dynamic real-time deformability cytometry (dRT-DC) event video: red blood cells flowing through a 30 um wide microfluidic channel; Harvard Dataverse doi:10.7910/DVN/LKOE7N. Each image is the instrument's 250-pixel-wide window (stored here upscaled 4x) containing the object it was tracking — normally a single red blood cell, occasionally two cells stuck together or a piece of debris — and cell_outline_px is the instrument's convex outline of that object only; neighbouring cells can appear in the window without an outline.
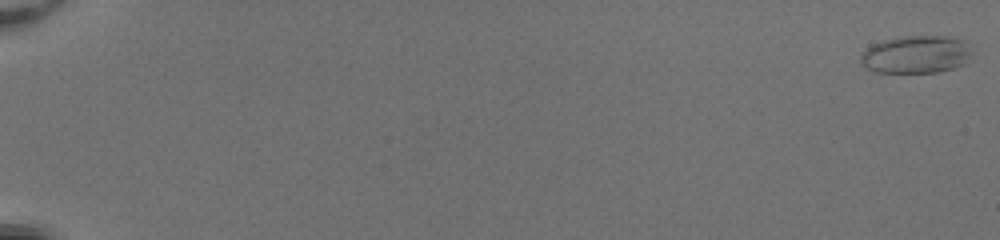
{"species": "common noctule bat (a hibernating species)", "species_latin": "Nyctalus noctula", "temperature_condition": "room temperature", "stored_images_in_passage": 54, "camera_frame_rate_fps": 3000, "um_per_image_px": 0.085, "animal": {"sex": "female", "body_mass_g": 20.0, "forearm_length_mm": 54.0}, "frame": {"image": 1, "passage_image": 1, "time_ms": 0.0, "image_size_px": [1000, 240], "cell_outline_px": [[976, 44], [972, 52], [964, 64], [940, 72], [876, 72], [868, 68], [860, 60], [860, 56], [872, 44], [896, 36], [944, 36], [964, 40]], "centroid_in_image_um": [77.95, 4.61], "position_along_channel_um": 7.1, "area_um2": 24.68}}
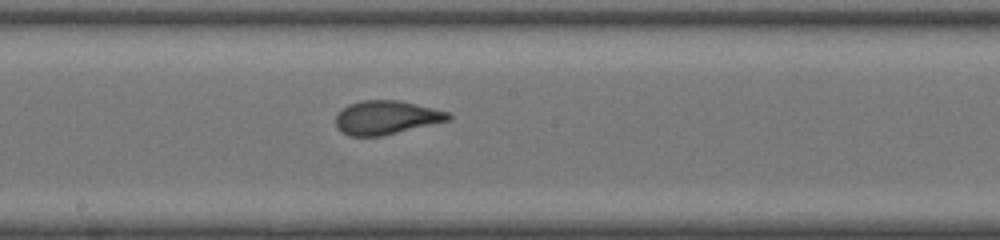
{"frame": {"image": 2, "passage_image": 33, "time_ms": 10.667, "image_size_px": [1000, 240], "cell_outline_px": [[452, 120], [380, 136], [348, 136], [340, 132], [336, 128], [336, 116], [348, 104], [360, 100], [400, 100], [448, 112], [452, 116]], "centroid_in_image_um": [32.82, 9.99], "position_along_channel_um": 215.4, "area_um2": 22.2}}
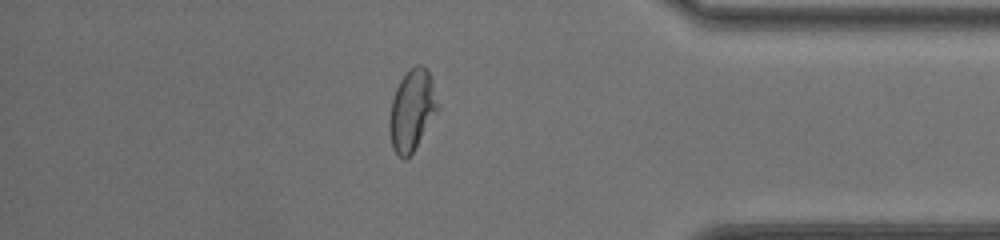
{"frame": {"image": 3, "passage_image": 48, "time_ms": 15.667, "image_size_px": [1000, 240], "cell_outline_px": [[440, 108], [412, 152], [404, 160], [392, 148], [388, 128], [388, 120], [392, 100], [396, 88], [400, 80], [416, 64], [420, 64], [428, 72], [432, 80], [440, 104]], "centroid_in_image_um": [35.02, 9.37], "position_along_channel_um": 400.2, "area_um2": 22.72}, "authors_computed_cell_mechanics": {"area_um2": 23.4379, "velocity_mm_per_s": 4.0839, "shape_relaxation_time_tau1_ms": 5.0385, "shape_relaxation_time_tau2_ms": 0.791, "deformation_change_tau1": 0.1516, "deformation_change_tau2": 0.0647}}